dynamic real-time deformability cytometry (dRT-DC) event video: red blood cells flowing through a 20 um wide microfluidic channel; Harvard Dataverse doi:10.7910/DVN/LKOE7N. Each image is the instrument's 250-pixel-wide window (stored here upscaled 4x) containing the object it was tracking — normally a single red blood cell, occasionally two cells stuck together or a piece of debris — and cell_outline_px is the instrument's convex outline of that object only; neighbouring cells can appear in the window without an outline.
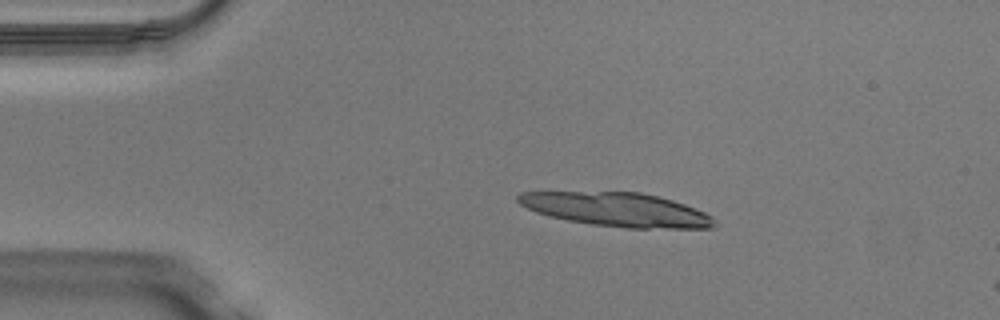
{"species": "Egyptian fruit bat (a non-hibernating species)", "species_latin": "Rousettus aegyptiacus", "temperature_condition": "warm", "stored_images_in_passage": 8, "camera_frame_rate_fps": 3000, "um_per_image_px": 0.085, "animal": {"sex": "male"}, "frame": {"image": 1, "passage_image": 2, "time_ms": 0.333, "image_size_px": [1000, 320], "cell_outline_px": [[716, 224], [712, 228], [628, 228], [592, 224], [568, 220], [548, 216], [536, 212], [520, 204], [516, 200], [516, 196], [520, 192], [640, 192], [660, 196], [696, 208], [712, 216]], "centroid_in_image_um": [52.43, 17.81], "position_along_channel_um": 32.6, "area_um2": 38.61}}